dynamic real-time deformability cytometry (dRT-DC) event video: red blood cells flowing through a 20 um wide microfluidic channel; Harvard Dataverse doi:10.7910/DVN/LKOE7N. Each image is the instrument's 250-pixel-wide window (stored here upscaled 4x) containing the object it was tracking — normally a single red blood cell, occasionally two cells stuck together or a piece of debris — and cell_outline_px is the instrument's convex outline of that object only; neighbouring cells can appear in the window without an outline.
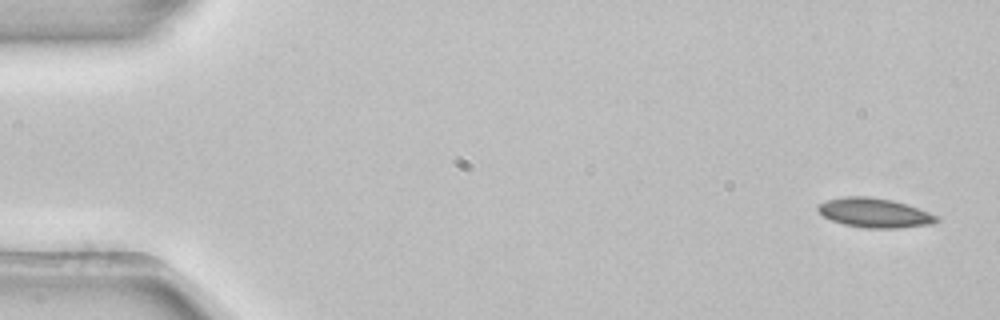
{"species": "common noctule bat (a hibernating species)", "species_latin": "Nyctalus noctula", "temperature_condition": "room temperature", "stored_images_in_passage": 4, "camera_frame_rate_fps": 3000, "um_per_image_px": 0.085, "animal": {"sex": "female", "body_mass_g": 22.7, "forearm_length_mm": 54.2}, "frame": {"image": 1, "passage_image": 1, "time_ms": 0.0, "image_size_px": [1000, 320], "cell_outline_px": [[940, 220], [932, 224], [900, 228], [864, 228], [844, 224], [832, 220], [824, 216], [816, 208], [820, 204], [828, 200], [844, 196], [868, 196], [892, 200], [908, 204], [940, 216]], "centroid_in_image_um": [74.4, 18.09], "position_along_channel_um": 10.6, "area_um2": 20.4}}
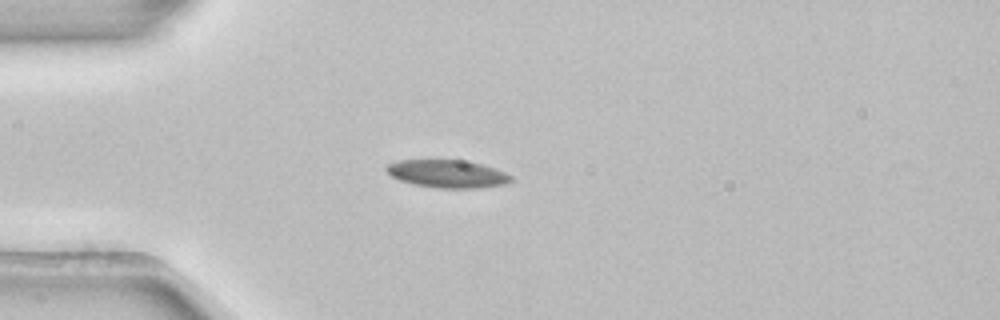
{"frame": {"image": 2, "passage_image": 4, "time_ms": 1.0, "image_size_px": [1000, 320], "cell_outline_px": [[516, 180], [504, 184], [480, 188], [436, 188], [412, 184], [400, 180], [392, 176], [384, 168], [388, 164], [400, 160], [460, 160], [480, 164], [504, 172], [512, 176]], "centroid_in_image_um": [38.03, 14.78], "position_along_channel_um": 47.0, "area_um2": 20.11}}